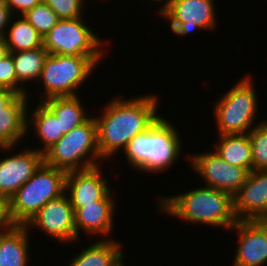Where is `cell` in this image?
Listing matches in <instances>:
<instances>
[{
	"instance_id": "6da1fadb",
	"label": "cell",
	"mask_w": 267,
	"mask_h": 266,
	"mask_svg": "<svg viewBox=\"0 0 267 266\" xmlns=\"http://www.w3.org/2000/svg\"><path fill=\"white\" fill-rule=\"evenodd\" d=\"M158 95H136L134 98H116L108 101L95 115L97 143L100 157L107 162L116 153L122 152L129 141L145 132L160 117ZM110 102V103H109ZM122 150V151H121Z\"/></svg>"
},
{
	"instance_id": "7a4b0ae2",
	"label": "cell",
	"mask_w": 267,
	"mask_h": 266,
	"mask_svg": "<svg viewBox=\"0 0 267 266\" xmlns=\"http://www.w3.org/2000/svg\"><path fill=\"white\" fill-rule=\"evenodd\" d=\"M158 211L190 223L222 227L230 231L237 222L233 196L207 186L191 188L185 193L157 197Z\"/></svg>"
},
{
	"instance_id": "3957f363",
	"label": "cell",
	"mask_w": 267,
	"mask_h": 266,
	"mask_svg": "<svg viewBox=\"0 0 267 266\" xmlns=\"http://www.w3.org/2000/svg\"><path fill=\"white\" fill-rule=\"evenodd\" d=\"M172 124L160 116L150 128L129 141L122 152L133 170L156 175L178 162L183 139L181 141L179 128Z\"/></svg>"
},
{
	"instance_id": "277c9868",
	"label": "cell",
	"mask_w": 267,
	"mask_h": 266,
	"mask_svg": "<svg viewBox=\"0 0 267 266\" xmlns=\"http://www.w3.org/2000/svg\"><path fill=\"white\" fill-rule=\"evenodd\" d=\"M104 56H70L48 54L37 81L43 92L38 102L52 97L77 96L78 89L92 76ZM100 61V62H99ZM44 85L42 86L41 85Z\"/></svg>"
},
{
	"instance_id": "5b68a950",
	"label": "cell",
	"mask_w": 267,
	"mask_h": 266,
	"mask_svg": "<svg viewBox=\"0 0 267 266\" xmlns=\"http://www.w3.org/2000/svg\"><path fill=\"white\" fill-rule=\"evenodd\" d=\"M244 76L214 104L213 115L216 120L217 135L249 133L255 125L262 123L261 119L259 123L255 122L259 114V100L254 89V78L251 74Z\"/></svg>"
},
{
	"instance_id": "8992f818",
	"label": "cell",
	"mask_w": 267,
	"mask_h": 266,
	"mask_svg": "<svg viewBox=\"0 0 267 266\" xmlns=\"http://www.w3.org/2000/svg\"><path fill=\"white\" fill-rule=\"evenodd\" d=\"M44 163L66 172L102 165L95 117L64 134L44 153Z\"/></svg>"
},
{
	"instance_id": "52a82bcc",
	"label": "cell",
	"mask_w": 267,
	"mask_h": 266,
	"mask_svg": "<svg viewBox=\"0 0 267 266\" xmlns=\"http://www.w3.org/2000/svg\"><path fill=\"white\" fill-rule=\"evenodd\" d=\"M67 172L43 163L10 198V212L17 225H26L50 200L65 193Z\"/></svg>"
},
{
	"instance_id": "ba28073f",
	"label": "cell",
	"mask_w": 267,
	"mask_h": 266,
	"mask_svg": "<svg viewBox=\"0 0 267 266\" xmlns=\"http://www.w3.org/2000/svg\"><path fill=\"white\" fill-rule=\"evenodd\" d=\"M85 17L60 19L43 37L48 54L70 56H105V42L83 20ZM104 52V53H103Z\"/></svg>"
},
{
	"instance_id": "9c48e42d",
	"label": "cell",
	"mask_w": 267,
	"mask_h": 266,
	"mask_svg": "<svg viewBox=\"0 0 267 266\" xmlns=\"http://www.w3.org/2000/svg\"><path fill=\"white\" fill-rule=\"evenodd\" d=\"M214 2L215 0H169L157 10L158 17L169 20L170 29L179 37L199 29L213 31L218 26L215 11L217 4Z\"/></svg>"
},
{
	"instance_id": "30bf717a",
	"label": "cell",
	"mask_w": 267,
	"mask_h": 266,
	"mask_svg": "<svg viewBox=\"0 0 267 266\" xmlns=\"http://www.w3.org/2000/svg\"><path fill=\"white\" fill-rule=\"evenodd\" d=\"M190 168L203 179L204 186L225 191L232 196L245 183L249 171L224 161L213 149L188 156Z\"/></svg>"
},
{
	"instance_id": "8fae6325",
	"label": "cell",
	"mask_w": 267,
	"mask_h": 266,
	"mask_svg": "<svg viewBox=\"0 0 267 266\" xmlns=\"http://www.w3.org/2000/svg\"><path fill=\"white\" fill-rule=\"evenodd\" d=\"M25 226L40 229L48 238L61 244L77 242L74 210L66 192L48 201Z\"/></svg>"
},
{
	"instance_id": "7c38bea8",
	"label": "cell",
	"mask_w": 267,
	"mask_h": 266,
	"mask_svg": "<svg viewBox=\"0 0 267 266\" xmlns=\"http://www.w3.org/2000/svg\"><path fill=\"white\" fill-rule=\"evenodd\" d=\"M16 146L0 147L6 155L0 159V195L9 199L22 187L44 163V154L34 148L25 147L24 151H15ZM21 151V152H20Z\"/></svg>"
},
{
	"instance_id": "4fadbf2b",
	"label": "cell",
	"mask_w": 267,
	"mask_h": 266,
	"mask_svg": "<svg viewBox=\"0 0 267 266\" xmlns=\"http://www.w3.org/2000/svg\"><path fill=\"white\" fill-rule=\"evenodd\" d=\"M29 95L0 89V147L19 146L27 133ZM30 100V101H29ZM30 111V112H29Z\"/></svg>"
},
{
	"instance_id": "5bb4252c",
	"label": "cell",
	"mask_w": 267,
	"mask_h": 266,
	"mask_svg": "<svg viewBox=\"0 0 267 266\" xmlns=\"http://www.w3.org/2000/svg\"><path fill=\"white\" fill-rule=\"evenodd\" d=\"M238 246L232 266H264L267 264V220H237Z\"/></svg>"
},
{
	"instance_id": "9a60e30c",
	"label": "cell",
	"mask_w": 267,
	"mask_h": 266,
	"mask_svg": "<svg viewBox=\"0 0 267 266\" xmlns=\"http://www.w3.org/2000/svg\"><path fill=\"white\" fill-rule=\"evenodd\" d=\"M233 211L237 220H267V169L249 172L233 195Z\"/></svg>"
},
{
	"instance_id": "2e32d148",
	"label": "cell",
	"mask_w": 267,
	"mask_h": 266,
	"mask_svg": "<svg viewBox=\"0 0 267 266\" xmlns=\"http://www.w3.org/2000/svg\"><path fill=\"white\" fill-rule=\"evenodd\" d=\"M111 190L100 201L93 202V204H83V207L73 208L74 223L76 229L77 242L80 240V232L93 237V235L102 236L98 240H111L114 225V216L116 211V199ZM114 219V220H113ZM109 237V238H106Z\"/></svg>"
},
{
	"instance_id": "e0dca14e",
	"label": "cell",
	"mask_w": 267,
	"mask_h": 266,
	"mask_svg": "<svg viewBox=\"0 0 267 266\" xmlns=\"http://www.w3.org/2000/svg\"><path fill=\"white\" fill-rule=\"evenodd\" d=\"M102 166L67 172L65 192L73 208L100 201L110 191L109 179L103 177Z\"/></svg>"
},
{
	"instance_id": "ac0fdd59",
	"label": "cell",
	"mask_w": 267,
	"mask_h": 266,
	"mask_svg": "<svg viewBox=\"0 0 267 266\" xmlns=\"http://www.w3.org/2000/svg\"><path fill=\"white\" fill-rule=\"evenodd\" d=\"M97 241V242H96ZM69 262V266H125L124 246L117 239L96 240Z\"/></svg>"
},
{
	"instance_id": "d6986e66",
	"label": "cell",
	"mask_w": 267,
	"mask_h": 266,
	"mask_svg": "<svg viewBox=\"0 0 267 266\" xmlns=\"http://www.w3.org/2000/svg\"><path fill=\"white\" fill-rule=\"evenodd\" d=\"M29 233L25 225L0 233V266H29Z\"/></svg>"
},
{
	"instance_id": "ffe728a7",
	"label": "cell",
	"mask_w": 267,
	"mask_h": 266,
	"mask_svg": "<svg viewBox=\"0 0 267 266\" xmlns=\"http://www.w3.org/2000/svg\"><path fill=\"white\" fill-rule=\"evenodd\" d=\"M82 98L77 96L52 97L42 101V103L56 116L59 120L60 131L67 134L73 128L85 123L90 117L88 109ZM87 114V115H86Z\"/></svg>"
},
{
	"instance_id": "44dd1931",
	"label": "cell",
	"mask_w": 267,
	"mask_h": 266,
	"mask_svg": "<svg viewBox=\"0 0 267 266\" xmlns=\"http://www.w3.org/2000/svg\"><path fill=\"white\" fill-rule=\"evenodd\" d=\"M10 53L16 70L17 93L19 95H32L31 92L28 93L29 89L26 85H29L27 83L32 84V81L36 84L39 80L45 59L48 56L47 50L40 47Z\"/></svg>"
},
{
	"instance_id": "7402d4cb",
	"label": "cell",
	"mask_w": 267,
	"mask_h": 266,
	"mask_svg": "<svg viewBox=\"0 0 267 266\" xmlns=\"http://www.w3.org/2000/svg\"><path fill=\"white\" fill-rule=\"evenodd\" d=\"M32 110V115H27V133L30 134V131L34 130V136H37V140L40 139V143L43 144L42 148L39 145V148L34 149L44 154L64 134L60 131L59 120L42 102Z\"/></svg>"
},
{
	"instance_id": "603a6c76",
	"label": "cell",
	"mask_w": 267,
	"mask_h": 266,
	"mask_svg": "<svg viewBox=\"0 0 267 266\" xmlns=\"http://www.w3.org/2000/svg\"><path fill=\"white\" fill-rule=\"evenodd\" d=\"M214 151L227 163L253 171V153L249 134L218 135Z\"/></svg>"
},
{
	"instance_id": "cb8c5ba5",
	"label": "cell",
	"mask_w": 267,
	"mask_h": 266,
	"mask_svg": "<svg viewBox=\"0 0 267 266\" xmlns=\"http://www.w3.org/2000/svg\"><path fill=\"white\" fill-rule=\"evenodd\" d=\"M4 39L9 52L26 51L43 47V36L23 15H16V17L14 15L11 18Z\"/></svg>"
},
{
	"instance_id": "d4e9b609",
	"label": "cell",
	"mask_w": 267,
	"mask_h": 266,
	"mask_svg": "<svg viewBox=\"0 0 267 266\" xmlns=\"http://www.w3.org/2000/svg\"><path fill=\"white\" fill-rule=\"evenodd\" d=\"M248 134L252 145L253 170L267 169V120H262Z\"/></svg>"
},
{
	"instance_id": "484cf974",
	"label": "cell",
	"mask_w": 267,
	"mask_h": 266,
	"mask_svg": "<svg viewBox=\"0 0 267 266\" xmlns=\"http://www.w3.org/2000/svg\"><path fill=\"white\" fill-rule=\"evenodd\" d=\"M23 16L43 37L60 20L44 1L27 11Z\"/></svg>"
},
{
	"instance_id": "4316f807",
	"label": "cell",
	"mask_w": 267,
	"mask_h": 266,
	"mask_svg": "<svg viewBox=\"0 0 267 266\" xmlns=\"http://www.w3.org/2000/svg\"><path fill=\"white\" fill-rule=\"evenodd\" d=\"M58 16L59 19L83 17L85 0H43Z\"/></svg>"
},
{
	"instance_id": "83f0119b",
	"label": "cell",
	"mask_w": 267,
	"mask_h": 266,
	"mask_svg": "<svg viewBox=\"0 0 267 266\" xmlns=\"http://www.w3.org/2000/svg\"><path fill=\"white\" fill-rule=\"evenodd\" d=\"M0 89L17 92L16 70L11 53L0 59Z\"/></svg>"
},
{
	"instance_id": "f1b7e54d",
	"label": "cell",
	"mask_w": 267,
	"mask_h": 266,
	"mask_svg": "<svg viewBox=\"0 0 267 266\" xmlns=\"http://www.w3.org/2000/svg\"><path fill=\"white\" fill-rule=\"evenodd\" d=\"M16 225L10 212V199L0 195V233L11 230Z\"/></svg>"
},
{
	"instance_id": "f546056e",
	"label": "cell",
	"mask_w": 267,
	"mask_h": 266,
	"mask_svg": "<svg viewBox=\"0 0 267 266\" xmlns=\"http://www.w3.org/2000/svg\"><path fill=\"white\" fill-rule=\"evenodd\" d=\"M4 2L9 7L13 16L14 14L15 16H22L36 5L41 4L43 0H4Z\"/></svg>"
},
{
	"instance_id": "4dcf8cb0",
	"label": "cell",
	"mask_w": 267,
	"mask_h": 266,
	"mask_svg": "<svg viewBox=\"0 0 267 266\" xmlns=\"http://www.w3.org/2000/svg\"><path fill=\"white\" fill-rule=\"evenodd\" d=\"M13 17L4 0H0V37H4L10 20Z\"/></svg>"
},
{
	"instance_id": "1f68e13d",
	"label": "cell",
	"mask_w": 267,
	"mask_h": 266,
	"mask_svg": "<svg viewBox=\"0 0 267 266\" xmlns=\"http://www.w3.org/2000/svg\"><path fill=\"white\" fill-rule=\"evenodd\" d=\"M9 49L4 37H0V59L4 58L9 54Z\"/></svg>"
},
{
	"instance_id": "d6a6232c",
	"label": "cell",
	"mask_w": 267,
	"mask_h": 266,
	"mask_svg": "<svg viewBox=\"0 0 267 266\" xmlns=\"http://www.w3.org/2000/svg\"><path fill=\"white\" fill-rule=\"evenodd\" d=\"M147 1V0H146ZM149 1V0H148ZM150 1H155L156 3H161L162 2V4L160 5V8L161 7H163L169 0H150Z\"/></svg>"
}]
</instances>
